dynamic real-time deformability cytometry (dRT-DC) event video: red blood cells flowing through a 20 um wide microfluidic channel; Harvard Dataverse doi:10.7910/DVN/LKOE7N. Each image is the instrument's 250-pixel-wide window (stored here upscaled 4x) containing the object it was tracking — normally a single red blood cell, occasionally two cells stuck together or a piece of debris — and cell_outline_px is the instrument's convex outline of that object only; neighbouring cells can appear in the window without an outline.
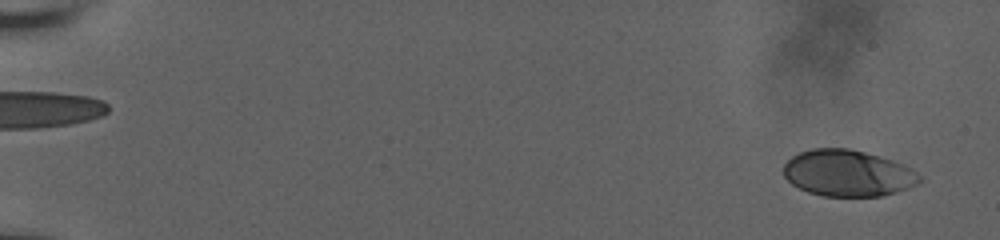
{"species": "human", "species_latin": "Homo sapiens", "temperature_condition": "room temperature", "stored_images_in_passage": 18, "camera_frame_rate_fps": 3000, "um_per_image_px": 0.085, "donor": {"sex": "male"}, "frame": {"image": 1, "passage_image": 3, "time_ms": 0.667, "image_size_px": [1000, 240], "cell_outline_px": [[924, 180], [908, 188], [896, 192], [880, 196], [824, 196], [808, 192], [792, 184], [784, 176], [784, 164], [792, 156], [800, 152], [812, 148], [848, 148], [864, 152], [892, 160], [904, 164], [912, 168]], "centroid_in_image_um": [72.07, 14.72], "position_along_channel_um": 12.9, "area_um2": 36.76}}